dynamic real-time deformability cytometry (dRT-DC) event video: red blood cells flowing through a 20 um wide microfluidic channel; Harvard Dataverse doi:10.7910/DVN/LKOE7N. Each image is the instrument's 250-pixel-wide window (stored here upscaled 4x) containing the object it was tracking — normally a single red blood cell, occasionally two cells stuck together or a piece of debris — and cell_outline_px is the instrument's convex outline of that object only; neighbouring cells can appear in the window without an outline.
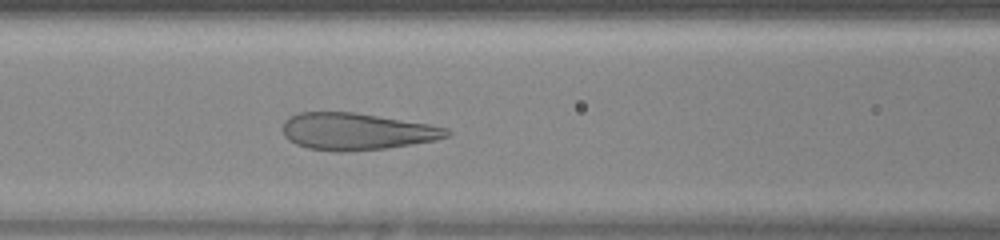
{"species": "human", "species_latin": "Homo sapiens", "temperature_condition": "warm", "stored_images_in_passage": 39, "camera_frame_rate_fps": 3000, "um_per_image_px": 0.085, "donor": {"sex": "female"}, "frame": {"image": 1, "passage_image": 12, "time_ms": 3.667, "image_size_px": [1000, 240], "cell_outline_px": [[452, 132], [448, 136], [436, 140], [384, 148], [336, 152], [308, 148], [296, 144], [288, 140], [284, 136], [284, 120], [288, 116], [300, 112], [352, 112], [432, 124], [448, 128]], "centroid_in_image_um": [30.31, 11.16], "position_along_channel_um": 136.3, "area_um2": 35.26}}
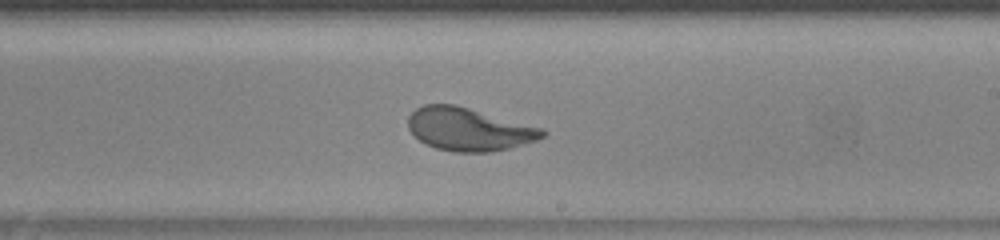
{"frame": {"image": 2, "passage_image": 20, "time_ms": 6.333, "image_size_px": [1000, 240], "cell_outline_px": [[548, 132], [544, 136], [536, 140], [524, 144], [492, 152], [452, 152], [436, 148], [420, 140], [408, 128], [408, 116], [416, 108], [424, 104], [456, 104], [544, 128]], "centroid_in_image_um": [39.87, 10.98], "position_along_channel_um": 249.1, "area_um2": 33.76}}
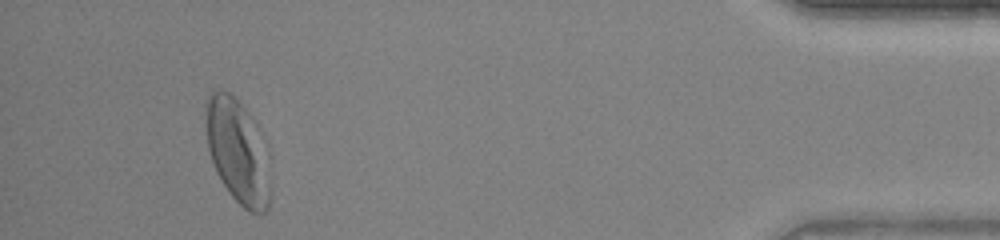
{"frame": {"image": 3, "passage_image": 36, "time_ms": 11.667, "image_size_px": [1000, 240], "cell_outline_px": [[272, 192], [268, 208], [264, 212], [248, 212], [228, 192], [216, 172], [212, 164], [208, 148], [204, 104], [212, 88], [216, 88], [228, 92], [252, 116], [256, 124], [272, 188]], "centroid_in_image_um": [20.15, 12.86], "position_along_channel_um": 415.0, "area_um2": 38.9}, "authors_computed_cell_mechanics": {"area_um2": 34.391, "velocity_mm_per_s": 4.252, "shape_relaxation_time_tau1_ms": 6.1084, "shape_relaxation_time_tau2_ms": null, "deformation_change_tau1": 0.2847, "deformation_change_tau2": null}}